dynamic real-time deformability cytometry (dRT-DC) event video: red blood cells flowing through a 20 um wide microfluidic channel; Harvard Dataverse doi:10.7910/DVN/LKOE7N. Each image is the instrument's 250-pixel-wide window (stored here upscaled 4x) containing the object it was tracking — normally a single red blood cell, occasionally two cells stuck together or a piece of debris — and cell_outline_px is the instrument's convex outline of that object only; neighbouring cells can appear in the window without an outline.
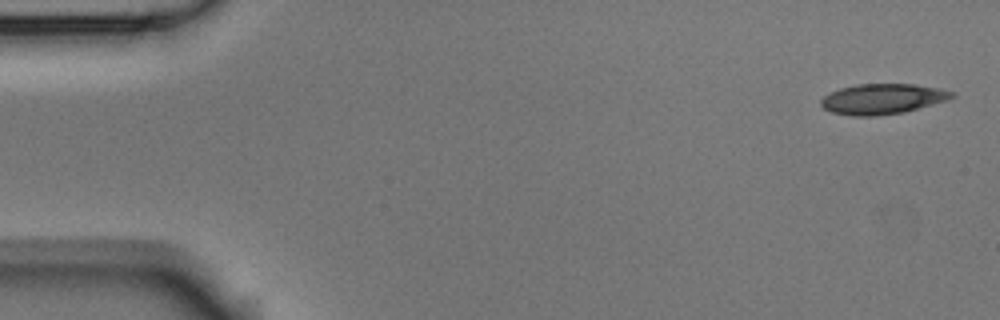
{"species": "Egyptian fruit bat (a non-hibernating species)", "species_latin": "Rousettus aegyptiacus", "temperature_condition": "room temperature", "stored_images_in_passage": 5, "camera_frame_rate_fps": 3000, "um_per_image_px": 0.085, "animal": {"sex": "male"}, "frame": {"image": 1, "passage_image": 1, "time_ms": 0.0, "image_size_px": [1000, 320], "cell_outline_px": [[956, 96], [948, 100], [904, 112], [876, 116], [852, 116], [832, 112], [824, 108], [820, 104], [820, 100], [828, 92], [840, 88], [856, 84], [916, 84], [940, 88], [956, 92]], "centroid_in_image_um": [75.03, 8.4], "position_along_channel_um": 10.0, "area_um2": 23.41}}
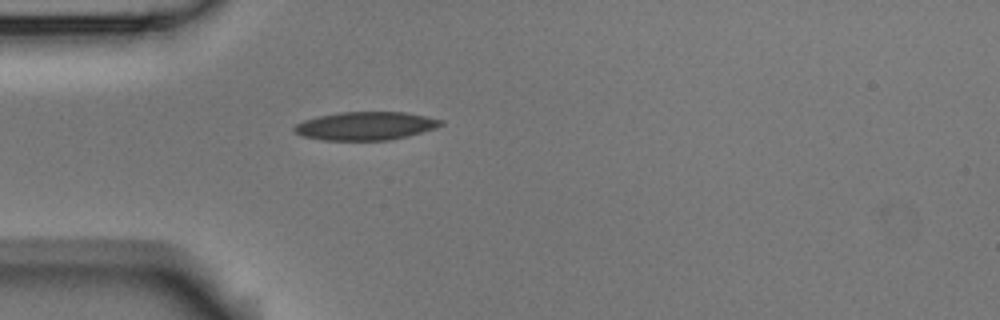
{"frame": {"image": 2, "passage_image": 5, "time_ms": 1.333, "image_size_px": [1000, 320], "cell_outline_px": [[444, 124], [436, 128], [408, 136], [388, 140], [324, 140], [304, 136], [296, 132], [292, 128], [296, 124], [304, 120], [316, 116], [340, 112], [404, 112], [444, 120]], "centroid_in_image_um": [31.09, 10.7], "position_along_channel_um": 53.9, "area_um2": 24.1}}